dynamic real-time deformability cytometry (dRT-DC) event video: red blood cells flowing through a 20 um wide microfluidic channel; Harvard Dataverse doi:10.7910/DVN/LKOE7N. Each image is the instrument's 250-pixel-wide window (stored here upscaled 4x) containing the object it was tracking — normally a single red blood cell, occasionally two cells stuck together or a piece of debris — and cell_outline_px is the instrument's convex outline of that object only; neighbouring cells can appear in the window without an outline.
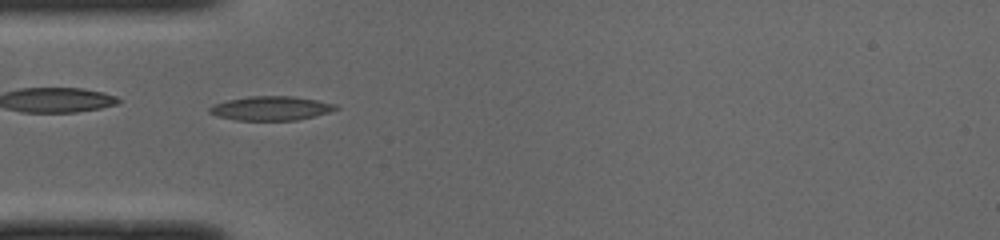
{"species": "common noctule bat (a hibernating species)", "species_latin": "Nyctalus noctula", "temperature_condition": "cold", "stored_images_in_passage": 49, "camera_frame_rate_fps": 3000, "um_per_image_px": 0.085, "animal": {"sex": "male", "body_mass_g": 19.0, "forearm_length_mm": 50.8}, "frame": {"image": 1, "passage_image": 15, "time_ms": 4.667, "image_size_px": [1000, 240], "cell_outline_px": [[340, 108], [328, 112], [296, 120], [236, 120], [216, 116], [208, 112], [208, 108], [216, 104], [228, 100], [248, 96], [292, 96], [316, 100], [336, 104]], "centroid_in_image_um": [23.01, 9.2], "position_along_channel_um": 62.0, "area_um2": 17.57}}
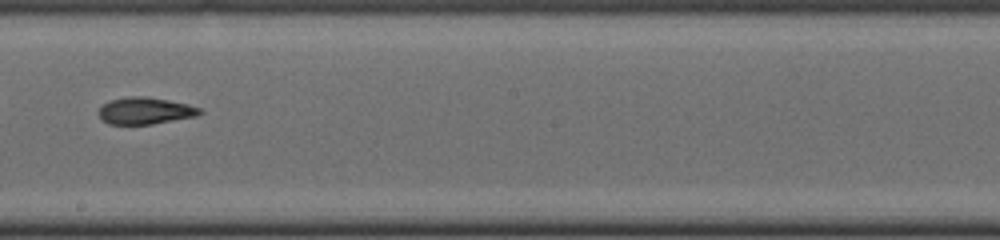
{"frame": {"image": 2, "passage_image": 28, "time_ms": 9.0, "image_size_px": [1000, 240], "cell_outline_px": [[204, 112], [196, 116], [152, 124], [108, 124], [100, 120], [100, 108], [104, 104], [112, 100], [132, 96], [144, 96], [168, 100], [188, 104], [200, 108]], "centroid_in_image_um": [12.36, 9.42], "position_along_channel_um": 235.8, "area_um2": 15.66}, "authors_computed_cell_mechanics": {"area_um2": 16.473, "velocity_mm_per_s": 4.0376, "shape_relaxation_time_tau1_ms": 7.3872, "shape_relaxation_time_tau2_ms": 6.8474, "deformation_change_tau1": 0.2252, "deformation_change_tau2": 0.1464}}